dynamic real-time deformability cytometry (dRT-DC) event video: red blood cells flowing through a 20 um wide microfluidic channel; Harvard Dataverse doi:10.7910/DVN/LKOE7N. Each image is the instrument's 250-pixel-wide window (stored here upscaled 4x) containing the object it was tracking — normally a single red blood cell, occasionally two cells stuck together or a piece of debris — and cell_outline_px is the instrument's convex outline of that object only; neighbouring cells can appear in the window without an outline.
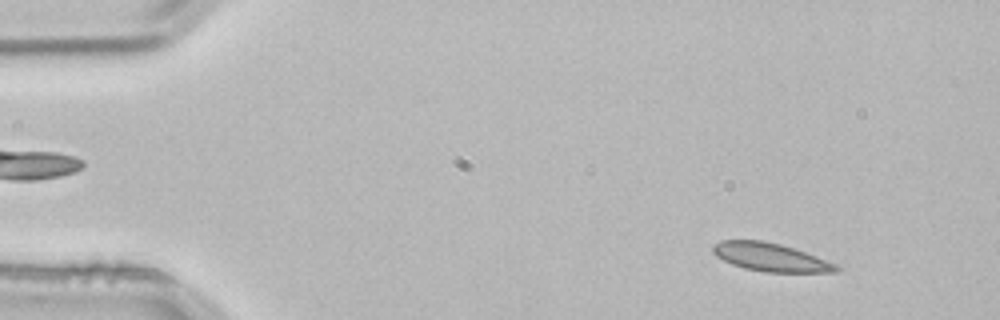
{"species": "common noctule bat (a hibernating species)", "species_latin": "Nyctalus noctula", "temperature_condition": "room temperature", "stored_images_in_passage": 3, "camera_frame_rate_fps": 3000, "um_per_image_px": 0.085, "animal": {"sex": "male", "body_mass_g": 21.5, "forearm_length_mm": 52.0}, "frame": {"image": 1, "passage_image": 3, "time_ms": 0.667, "image_size_px": [1000, 320], "cell_outline_px": [[840, 268], [836, 272], [764, 272], [744, 268], [732, 264], [716, 256], [712, 252], [712, 244], [720, 240], [764, 240], [780, 244], [816, 256], [836, 264]], "centroid_in_image_um": [65.44, 21.85], "position_along_channel_um": 19.6, "area_um2": 20.23}}